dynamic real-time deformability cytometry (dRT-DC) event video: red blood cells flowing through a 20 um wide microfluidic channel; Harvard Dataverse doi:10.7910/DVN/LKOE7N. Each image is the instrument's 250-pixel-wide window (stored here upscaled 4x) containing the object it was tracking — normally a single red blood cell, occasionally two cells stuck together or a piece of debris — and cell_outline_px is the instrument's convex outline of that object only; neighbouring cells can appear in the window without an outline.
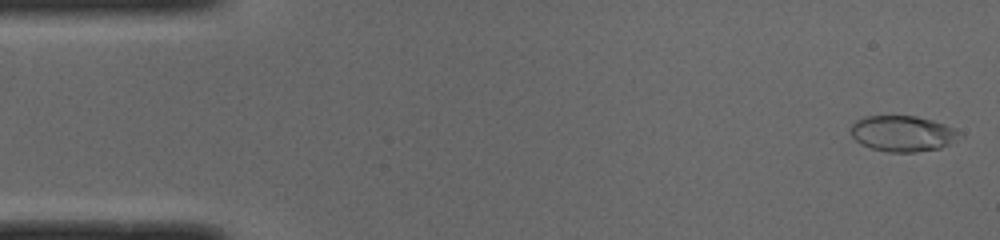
{"species": "common noctule bat (a hibernating species)", "species_latin": "Nyctalus noctula", "temperature_condition": "cold", "stored_images_in_passage": 49, "camera_frame_rate_fps": 3000, "um_per_image_px": 0.085, "animal": {"sex": "male", "body_mass_g": 19.0, "forearm_length_mm": 50.8}, "frame": {"image": 1, "passage_image": 1, "time_ms": 0.0, "image_size_px": [1000, 240], "cell_outline_px": [[964, 136], [940, 148], [916, 152], [888, 152], [872, 148], [860, 144], [852, 136], [848, 128], [856, 120], [864, 116], [916, 116], [932, 120], [956, 128]], "centroid_in_image_um": [76.72, 11.35], "position_along_channel_um": 8.3, "area_um2": 22.95}}
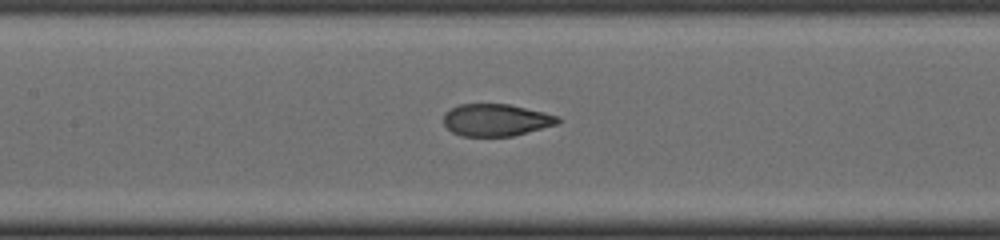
{"frame": {"image": 2, "passage_image": 22, "time_ms": 7.0, "image_size_px": [1000, 240], "cell_outline_px": [[560, 120], [556, 124], [512, 136], [460, 136], [452, 132], [444, 124], [444, 112], [460, 104], [508, 104], [544, 112], [560, 116]], "centroid_in_image_um": [42.14, 10.2], "position_along_channel_um": 165.3, "area_um2": 21.27}}
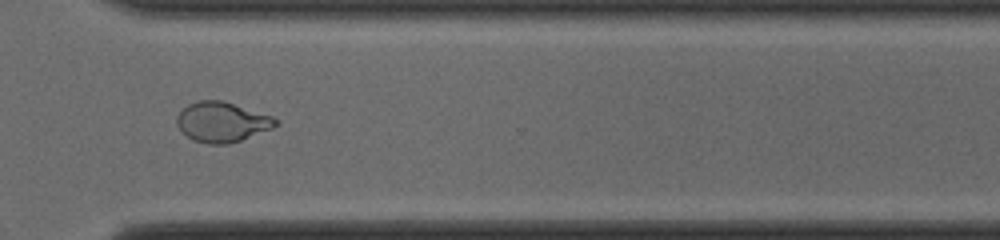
{"frame": {"image": 3, "passage_image": 36, "time_ms": 11.667, "image_size_px": [1000, 240], "cell_outline_px": [[280, 124], [272, 128], [240, 140], [228, 144], [208, 144], [192, 140], [176, 124], [176, 116], [188, 104], [200, 100], [220, 100], [272, 116], [280, 120]], "centroid_in_image_um": [18.87, 10.37], "position_along_channel_um": 351.7, "area_um2": 22.83}, "authors_computed_cell_mechanics": {"area_um2": 22.5998, "velocity_mm_per_s": 3.9914, "shape_relaxation_time_tau1_ms": 9.0161, "shape_relaxation_time_tau2_ms": null, "deformation_change_tau1": 0.2632, "deformation_change_tau2": null}}